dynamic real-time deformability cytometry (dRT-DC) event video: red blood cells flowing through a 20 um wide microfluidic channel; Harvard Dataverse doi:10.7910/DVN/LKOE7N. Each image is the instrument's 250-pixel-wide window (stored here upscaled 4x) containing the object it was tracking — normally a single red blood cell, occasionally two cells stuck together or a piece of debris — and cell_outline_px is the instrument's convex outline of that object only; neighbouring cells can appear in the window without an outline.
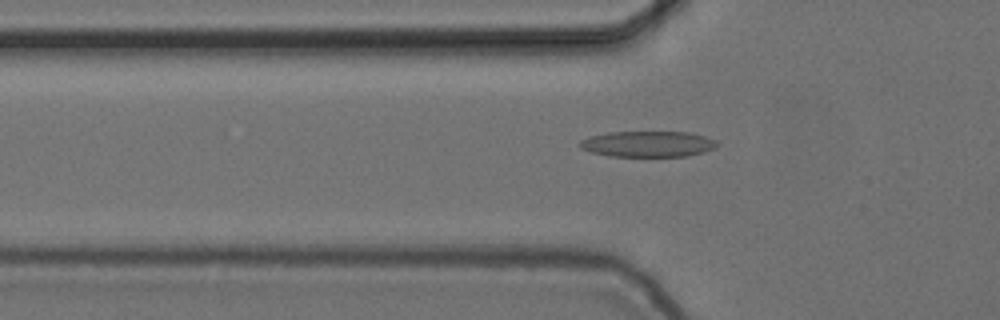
{"species": "common noctule bat (a hibernating species)", "species_latin": "Nyctalus noctula", "temperature_condition": "cold", "stored_images_in_passage": 18, "camera_frame_rate_fps": 3000, "um_per_image_px": 0.085, "animal": {"sex": "female", "body_mass_g": 24.6, "forearm_length_mm": 56.2}, "frame": {"image": 1, "passage_image": 15, "time_ms": 4.667, "image_size_px": [1000, 320], "cell_outline_px": [[716, 148], [704, 152], [688, 156], [608, 156], [592, 152], [580, 148], [580, 140], [588, 136], [608, 132], [688, 132], [704, 136], [716, 140]], "centroid_in_image_um": [55.05, 12.24], "position_along_channel_um": 70.7, "area_um2": 20.69}}